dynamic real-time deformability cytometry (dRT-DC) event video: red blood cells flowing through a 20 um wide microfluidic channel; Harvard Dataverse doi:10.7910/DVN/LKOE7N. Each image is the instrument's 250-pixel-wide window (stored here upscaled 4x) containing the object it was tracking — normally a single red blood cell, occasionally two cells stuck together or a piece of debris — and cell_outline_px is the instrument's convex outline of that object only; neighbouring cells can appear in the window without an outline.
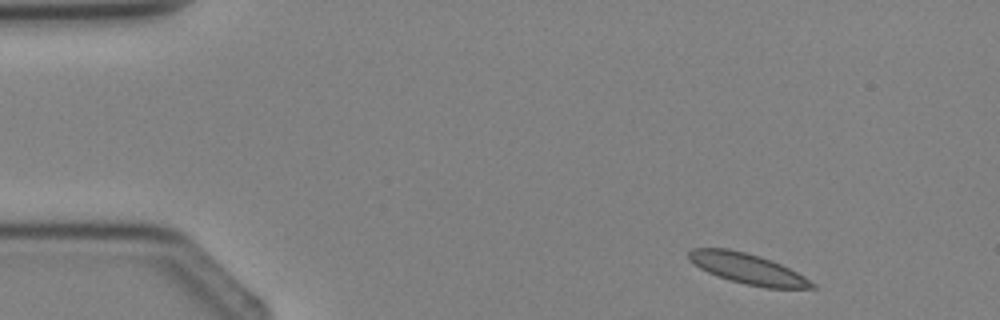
{"species": "Egyptian fruit bat (a non-hibernating species)", "species_latin": "Rousettus aegyptiacus", "temperature_condition": "cold", "stored_images_in_passage": 3, "camera_frame_rate_fps": 3000, "um_per_image_px": 0.085, "animal": {"sex": "female"}, "frame": {"image": 1, "passage_image": 1, "time_ms": 0.0, "image_size_px": [1000, 320], "cell_outline_px": [[816, 288], [768, 288], [744, 284], [728, 280], [708, 272], [700, 268], [688, 260], [688, 252], [692, 248], [728, 248], [760, 256], [772, 260], [804, 276], [816, 284]], "centroid_in_image_um": [63.53, 22.84], "position_along_channel_um": 21.5, "area_um2": 21.85}}
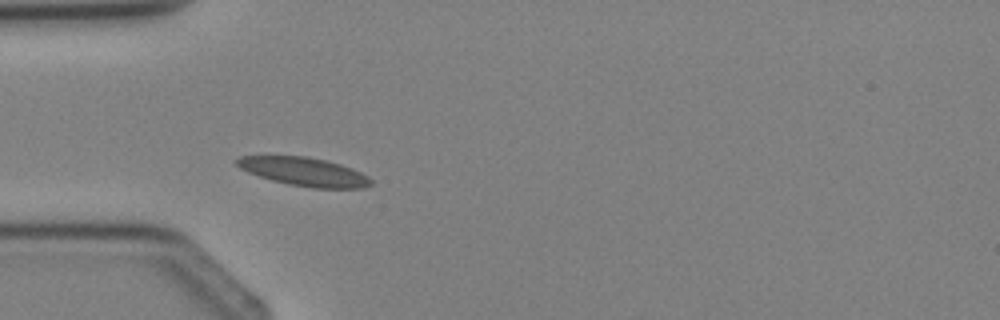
{"frame": {"image": 2, "passage_image": 3, "time_ms": 2.333, "image_size_px": [1000, 320], "cell_outline_px": [[372, 184], [364, 188], [312, 188], [288, 184], [272, 180], [248, 172], [240, 168], [236, 164], [236, 160], [240, 156], [308, 156], [340, 164], [352, 168], [368, 176], [372, 180]], "centroid_in_image_um": [25.87, 14.6], "position_along_channel_um": 59.1, "area_um2": 22.2}}